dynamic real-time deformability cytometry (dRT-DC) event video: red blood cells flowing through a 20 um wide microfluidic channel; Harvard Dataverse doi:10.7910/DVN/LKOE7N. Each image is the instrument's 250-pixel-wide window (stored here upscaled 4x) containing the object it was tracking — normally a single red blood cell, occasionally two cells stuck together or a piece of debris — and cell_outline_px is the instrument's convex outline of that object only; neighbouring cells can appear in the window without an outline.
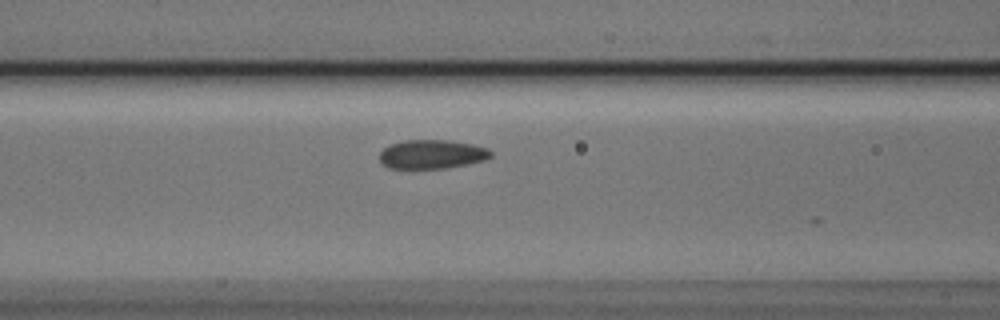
{"species": "Egyptian fruit bat (a non-hibernating species)", "species_latin": "Rousettus aegyptiacus", "temperature_condition": "cold", "stored_images_in_passage": 6, "camera_frame_rate_fps": 3000, "um_per_image_px": 0.085, "animal": {"sex": "male"}, "frame": {"image": 1, "passage_image": 6, "time_ms": 1.667, "image_size_px": [1000, 320], "cell_outline_px": [[492, 156], [484, 160], [468, 164], [448, 168], [388, 168], [380, 160], [380, 152], [388, 144], [404, 140], [448, 140], [472, 144], [488, 148], [492, 152]], "centroid_in_image_um": [36.72, 13.1], "position_along_channel_um": 129.9, "area_um2": 18.84}}